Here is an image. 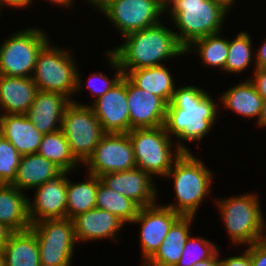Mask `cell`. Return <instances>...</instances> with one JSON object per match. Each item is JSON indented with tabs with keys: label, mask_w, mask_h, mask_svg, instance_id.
Segmentation results:
<instances>
[{
	"label": "cell",
	"mask_w": 266,
	"mask_h": 266,
	"mask_svg": "<svg viewBox=\"0 0 266 266\" xmlns=\"http://www.w3.org/2000/svg\"><path fill=\"white\" fill-rule=\"evenodd\" d=\"M218 34L219 33H216L194 40L185 49V53H188L190 49L193 50L195 47L194 53L197 50L196 53L198 52L200 54V57L205 65L210 67H219L225 71L229 40L223 39Z\"/></svg>",
	"instance_id": "31"
},
{
	"label": "cell",
	"mask_w": 266,
	"mask_h": 266,
	"mask_svg": "<svg viewBox=\"0 0 266 266\" xmlns=\"http://www.w3.org/2000/svg\"><path fill=\"white\" fill-rule=\"evenodd\" d=\"M96 208L116 215L124 223H133L140 209L134 201L106 186L100 177H98Z\"/></svg>",
	"instance_id": "30"
},
{
	"label": "cell",
	"mask_w": 266,
	"mask_h": 266,
	"mask_svg": "<svg viewBox=\"0 0 266 266\" xmlns=\"http://www.w3.org/2000/svg\"><path fill=\"white\" fill-rule=\"evenodd\" d=\"M246 251L253 266H266V245L262 241L250 244Z\"/></svg>",
	"instance_id": "36"
},
{
	"label": "cell",
	"mask_w": 266,
	"mask_h": 266,
	"mask_svg": "<svg viewBox=\"0 0 266 266\" xmlns=\"http://www.w3.org/2000/svg\"><path fill=\"white\" fill-rule=\"evenodd\" d=\"M49 44L38 53L31 78L38 90L58 92L72 101L70 96L83 87L75 60L71 53Z\"/></svg>",
	"instance_id": "6"
},
{
	"label": "cell",
	"mask_w": 266,
	"mask_h": 266,
	"mask_svg": "<svg viewBox=\"0 0 266 266\" xmlns=\"http://www.w3.org/2000/svg\"><path fill=\"white\" fill-rule=\"evenodd\" d=\"M88 180L82 183H72L67 178V214L73 219L77 215L96 208L98 176L89 174Z\"/></svg>",
	"instance_id": "28"
},
{
	"label": "cell",
	"mask_w": 266,
	"mask_h": 266,
	"mask_svg": "<svg viewBox=\"0 0 266 266\" xmlns=\"http://www.w3.org/2000/svg\"><path fill=\"white\" fill-rule=\"evenodd\" d=\"M12 233L13 231L9 227L0 223V250H2L7 244L9 237Z\"/></svg>",
	"instance_id": "41"
},
{
	"label": "cell",
	"mask_w": 266,
	"mask_h": 266,
	"mask_svg": "<svg viewBox=\"0 0 266 266\" xmlns=\"http://www.w3.org/2000/svg\"><path fill=\"white\" fill-rule=\"evenodd\" d=\"M63 173L61 168L38 153L23 155L12 185L24 192L23 190L35 189L45 182L54 180Z\"/></svg>",
	"instance_id": "22"
},
{
	"label": "cell",
	"mask_w": 266,
	"mask_h": 266,
	"mask_svg": "<svg viewBox=\"0 0 266 266\" xmlns=\"http://www.w3.org/2000/svg\"><path fill=\"white\" fill-rule=\"evenodd\" d=\"M92 6H96L101 12L116 0H87Z\"/></svg>",
	"instance_id": "43"
},
{
	"label": "cell",
	"mask_w": 266,
	"mask_h": 266,
	"mask_svg": "<svg viewBox=\"0 0 266 266\" xmlns=\"http://www.w3.org/2000/svg\"><path fill=\"white\" fill-rule=\"evenodd\" d=\"M212 171L191 152H183L174 161L173 167L166 174L174 177L176 204L165 206L178 212L182 216H195L199 205L211 189L213 181Z\"/></svg>",
	"instance_id": "3"
},
{
	"label": "cell",
	"mask_w": 266,
	"mask_h": 266,
	"mask_svg": "<svg viewBox=\"0 0 266 266\" xmlns=\"http://www.w3.org/2000/svg\"><path fill=\"white\" fill-rule=\"evenodd\" d=\"M1 251L5 266H41L39 244L31 229L13 232Z\"/></svg>",
	"instance_id": "25"
},
{
	"label": "cell",
	"mask_w": 266,
	"mask_h": 266,
	"mask_svg": "<svg viewBox=\"0 0 266 266\" xmlns=\"http://www.w3.org/2000/svg\"><path fill=\"white\" fill-rule=\"evenodd\" d=\"M254 70L255 72L251 81L262 99L266 100V68H255Z\"/></svg>",
	"instance_id": "37"
},
{
	"label": "cell",
	"mask_w": 266,
	"mask_h": 266,
	"mask_svg": "<svg viewBox=\"0 0 266 266\" xmlns=\"http://www.w3.org/2000/svg\"><path fill=\"white\" fill-rule=\"evenodd\" d=\"M258 48L255 57V68H266V41Z\"/></svg>",
	"instance_id": "39"
},
{
	"label": "cell",
	"mask_w": 266,
	"mask_h": 266,
	"mask_svg": "<svg viewBox=\"0 0 266 266\" xmlns=\"http://www.w3.org/2000/svg\"><path fill=\"white\" fill-rule=\"evenodd\" d=\"M83 165H87L88 174L98 177L137 168L128 133H104Z\"/></svg>",
	"instance_id": "11"
},
{
	"label": "cell",
	"mask_w": 266,
	"mask_h": 266,
	"mask_svg": "<svg viewBox=\"0 0 266 266\" xmlns=\"http://www.w3.org/2000/svg\"><path fill=\"white\" fill-rule=\"evenodd\" d=\"M104 133H128L127 77L123 78L91 105Z\"/></svg>",
	"instance_id": "14"
},
{
	"label": "cell",
	"mask_w": 266,
	"mask_h": 266,
	"mask_svg": "<svg viewBox=\"0 0 266 266\" xmlns=\"http://www.w3.org/2000/svg\"><path fill=\"white\" fill-rule=\"evenodd\" d=\"M177 1L178 0H157V3H158V6L161 8V10L165 13Z\"/></svg>",
	"instance_id": "44"
},
{
	"label": "cell",
	"mask_w": 266,
	"mask_h": 266,
	"mask_svg": "<svg viewBox=\"0 0 266 266\" xmlns=\"http://www.w3.org/2000/svg\"><path fill=\"white\" fill-rule=\"evenodd\" d=\"M152 178L138 168L100 176L106 186L134 201L140 208L156 204L157 189Z\"/></svg>",
	"instance_id": "17"
},
{
	"label": "cell",
	"mask_w": 266,
	"mask_h": 266,
	"mask_svg": "<svg viewBox=\"0 0 266 266\" xmlns=\"http://www.w3.org/2000/svg\"><path fill=\"white\" fill-rule=\"evenodd\" d=\"M194 216H181L170 228L156 253L144 263L146 266H176L180 260L186 240L190 236V225Z\"/></svg>",
	"instance_id": "23"
},
{
	"label": "cell",
	"mask_w": 266,
	"mask_h": 266,
	"mask_svg": "<svg viewBox=\"0 0 266 266\" xmlns=\"http://www.w3.org/2000/svg\"><path fill=\"white\" fill-rule=\"evenodd\" d=\"M218 250L215 243L201 237L193 238L190 235L176 266H193L199 261L211 258Z\"/></svg>",
	"instance_id": "33"
},
{
	"label": "cell",
	"mask_w": 266,
	"mask_h": 266,
	"mask_svg": "<svg viewBox=\"0 0 266 266\" xmlns=\"http://www.w3.org/2000/svg\"><path fill=\"white\" fill-rule=\"evenodd\" d=\"M169 13L180 30L176 38L186 49L198 38L220 33L228 11L213 0H178Z\"/></svg>",
	"instance_id": "4"
},
{
	"label": "cell",
	"mask_w": 266,
	"mask_h": 266,
	"mask_svg": "<svg viewBox=\"0 0 266 266\" xmlns=\"http://www.w3.org/2000/svg\"><path fill=\"white\" fill-rule=\"evenodd\" d=\"M102 13L124 37L159 23V16L164 12L157 0H116Z\"/></svg>",
	"instance_id": "12"
},
{
	"label": "cell",
	"mask_w": 266,
	"mask_h": 266,
	"mask_svg": "<svg viewBox=\"0 0 266 266\" xmlns=\"http://www.w3.org/2000/svg\"><path fill=\"white\" fill-rule=\"evenodd\" d=\"M30 229L39 244L41 266L71 265L74 244L77 242L71 219H44L31 224Z\"/></svg>",
	"instance_id": "10"
},
{
	"label": "cell",
	"mask_w": 266,
	"mask_h": 266,
	"mask_svg": "<svg viewBox=\"0 0 266 266\" xmlns=\"http://www.w3.org/2000/svg\"><path fill=\"white\" fill-rule=\"evenodd\" d=\"M257 123L259 126H266V100H263L262 102V112Z\"/></svg>",
	"instance_id": "45"
},
{
	"label": "cell",
	"mask_w": 266,
	"mask_h": 266,
	"mask_svg": "<svg viewBox=\"0 0 266 266\" xmlns=\"http://www.w3.org/2000/svg\"><path fill=\"white\" fill-rule=\"evenodd\" d=\"M0 266H5V259L3 256V252L0 250Z\"/></svg>",
	"instance_id": "48"
},
{
	"label": "cell",
	"mask_w": 266,
	"mask_h": 266,
	"mask_svg": "<svg viewBox=\"0 0 266 266\" xmlns=\"http://www.w3.org/2000/svg\"><path fill=\"white\" fill-rule=\"evenodd\" d=\"M123 38L126 42L110 52L116 57L124 75L129 70L159 66L162 60L186 54L175 32L161 22Z\"/></svg>",
	"instance_id": "2"
},
{
	"label": "cell",
	"mask_w": 266,
	"mask_h": 266,
	"mask_svg": "<svg viewBox=\"0 0 266 266\" xmlns=\"http://www.w3.org/2000/svg\"><path fill=\"white\" fill-rule=\"evenodd\" d=\"M243 254L220 260L221 266H253L249 253L245 250Z\"/></svg>",
	"instance_id": "38"
},
{
	"label": "cell",
	"mask_w": 266,
	"mask_h": 266,
	"mask_svg": "<svg viewBox=\"0 0 266 266\" xmlns=\"http://www.w3.org/2000/svg\"><path fill=\"white\" fill-rule=\"evenodd\" d=\"M226 232L234 244L262 241L265 221L257 195L243 194L217 201Z\"/></svg>",
	"instance_id": "7"
},
{
	"label": "cell",
	"mask_w": 266,
	"mask_h": 266,
	"mask_svg": "<svg viewBox=\"0 0 266 266\" xmlns=\"http://www.w3.org/2000/svg\"><path fill=\"white\" fill-rule=\"evenodd\" d=\"M220 98L225 108L231 109L242 117H257V121H259L263 99L251 80L233 86Z\"/></svg>",
	"instance_id": "27"
},
{
	"label": "cell",
	"mask_w": 266,
	"mask_h": 266,
	"mask_svg": "<svg viewBox=\"0 0 266 266\" xmlns=\"http://www.w3.org/2000/svg\"><path fill=\"white\" fill-rule=\"evenodd\" d=\"M48 42L38 28L14 33L0 46V75L32 77L38 53Z\"/></svg>",
	"instance_id": "8"
},
{
	"label": "cell",
	"mask_w": 266,
	"mask_h": 266,
	"mask_svg": "<svg viewBox=\"0 0 266 266\" xmlns=\"http://www.w3.org/2000/svg\"><path fill=\"white\" fill-rule=\"evenodd\" d=\"M133 146L134 158L138 169L150 175L166 174L173 167L183 152L190 150L181 142L175 145V155L172 153L173 139L163 126L156 128L132 129L128 132Z\"/></svg>",
	"instance_id": "5"
},
{
	"label": "cell",
	"mask_w": 266,
	"mask_h": 266,
	"mask_svg": "<svg viewBox=\"0 0 266 266\" xmlns=\"http://www.w3.org/2000/svg\"><path fill=\"white\" fill-rule=\"evenodd\" d=\"M37 90L31 77L0 75V109L4 114H26Z\"/></svg>",
	"instance_id": "21"
},
{
	"label": "cell",
	"mask_w": 266,
	"mask_h": 266,
	"mask_svg": "<svg viewBox=\"0 0 266 266\" xmlns=\"http://www.w3.org/2000/svg\"><path fill=\"white\" fill-rule=\"evenodd\" d=\"M262 242L266 245V236H263Z\"/></svg>",
	"instance_id": "49"
},
{
	"label": "cell",
	"mask_w": 266,
	"mask_h": 266,
	"mask_svg": "<svg viewBox=\"0 0 266 266\" xmlns=\"http://www.w3.org/2000/svg\"><path fill=\"white\" fill-rule=\"evenodd\" d=\"M37 153L56 164L64 172L72 171L74 167L77 168V163H80L74 157L70 145L61 129L43 135Z\"/></svg>",
	"instance_id": "29"
},
{
	"label": "cell",
	"mask_w": 266,
	"mask_h": 266,
	"mask_svg": "<svg viewBox=\"0 0 266 266\" xmlns=\"http://www.w3.org/2000/svg\"><path fill=\"white\" fill-rule=\"evenodd\" d=\"M67 174L36 187L34 201L28 199V216L31 224L44 219L66 218Z\"/></svg>",
	"instance_id": "15"
},
{
	"label": "cell",
	"mask_w": 266,
	"mask_h": 266,
	"mask_svg": "<svg viewBox=\"0 0 266 266\" xmlns=\"http://www.w3.org/2000/svg\"><path fill=\"white\" fill-rule=\"evenodd\" d=\"M33 1L32 0H0V12H1V6L6 5L8 7V5L10 7H16V8H25L28 5H31Z\"/></svg>",
	"instance_id": "40"
},
{
	"label": "cell",
	"mask_w": 266,
	"mask_h": 266,
	"mask_svg": "<svg viewBox=\"0 0 266 266\" xmlns=\"http://www.w3.org/2000/svg\"><path fill=\"white\" fill-rule=\"evenodd\" d=\"M108 54V59L110 62V65L112 68L117 69L115 77L112 79H108V77L105 74L102 73H96L92 74L88 79V87L92 94H94L96 97L95 100L99 99L102 95H104L108 90L112 89L124 76L123 70L121 69L116 57L109 51L106 52ZM97 80V81H96ZM103 82L102 87H98L97 83L98 81ZM96 83V84H95ZM99 84V83H98Z\"/></svg>",
	"instance_id": "35"
},
{
	"label": "cell",
	"mask_w": 266,
	"mask_h": 266,
	"mask_svg": "<svg viewBox=\"0 0 266 266\" xmlns=\"http://www.w3.org/2000/svg\"><path fill=\"white\" fill-rule=\"evenodd\" d=\"M220 250H218L211 258L199 261L193 266H221V262L219 260Z\"/></svg>",
	"instance_id": "42"
},
{
	"label": "cell",
	"mask_w": 266,
	"mask_h": 266,
	"mask_svg": "<svg viewBox=\"0 0 266 266\" xmlns=\"http://www.w3.org/2000/svg\"><path fill=\"white\" fill-rule=\"evenodd\" d=\"M208 92L199 87L175 88L167 105L166 132L184 141H201L217 118V105Z\"/></svg>",
	"instance_id": "1"
},
{
	"label": "cell",
	"mask_w": 266,
	"mask_h": 266,
	"mask_svg": "<svg viewBox=\"0 0 266 266\" xmlns=\"http://www.w3.org/2000/svg\"><path fill=\"white\" fill-rule=\"evenodd\" d=\"M215 3L221 5L226 11L230 10L235 0H213Z\"/></svg>",
	"instance_id": "46"
},
{
	"label": "cell",
	"mask_w": 266,
	"mask_h": 266,
	"mask_svg": "<svg viewBox=\"0 0 266 266\" xmlns=\"http://www.w3.org/2000/svg\"><path fill=\"white\" fill-rule=\"evenodd\" d=\"M141 207L134 223L141 225L140 240L144 262L146 263L159 249L172 225L182 216L165 206Z\"/></svg>",
	"instance_id": "13"
},
{
	"label": "cell",
	"mask_w": 266,
	"mask_h": 266,
	"mask_svg": "<svg viewBox=\"0 0 266 266\" xmlns=\"http://www.w3.org/2000/svg\"><path fill=\"white\" fill-rule=\"evenodd\" d=\"M127 104L130 116V131L164 125L168 104L157 95L138 88L128 78Z\"/></svg>",
	"instance_id": "16"
},
{
	"label": "cell",
	"mask_w": 266,
	"mask_h": 266,
	"mask_svg": "<svg viewBox=\"0 0 266 266\" xmlns=\"http://www.w3.org/2000/svg\"><path fill=\"white\" fill-rule=\"evenodd\" d=\"M0 134L21 156L37 153L43 138L26 114H0Z\"/></svg>",
	"instance_id": "20"
},
{
	"label": "cell",
	"mask_w": 266,
	"mask_h": 266,
	"mask_svg": "<svg viewBox=\"0 0 266 266\" xmlns=\"http://www.w3.org/2000/svg\"><path fill=\"white\" fill-rule=\"evenodd\" d=\"M70 102L61 93L37 90L26 115L41 134L53 133L61 129L62 118Z\"/></svg>",
	"instance_id": "18"
},
{
	"label": "cell",
	"mask_w": 266,
	"mask_h": 266,
	"mask_svg": "<svg viewBox=\"0 0 266 266\" xmlns=\"http://www.w3.org/2000/svg\"><path fill=\"white\" fill-rule=\"evenodd\" d=\"M125 76L138 88L148 91L170 103L175 86L173 77L164 65L129 70Z\"/></svg>",
	"instance_id": "26"
},
{
	"label": "cell",
	"mask_w": 266,
	"mask_h": 266,
	"mask_svg": "<svg viewBox=\"0 0 266 266\" xmlns=\"http://www.w3.org/2000/svg\"><path fill=\"white\" fill-rule=\"evenodd\" d=\"M28 199L13 185L0 184V223L13 232L30 229Z\"/></svg>",
	"instance_id": "24"
},
{
	"label": "cell",
	"mask_w": 266,
	"mask_h": 266,
	"mask_svg": "<svg viewBox=\"0 0 266 266\" xmlns=\"http://www.w3.org/2000/svg\"><path fill=\"white\" fill-rule=\"evenodd\" d=\"M246 32H240L235 39L229 41L225 72L242 73L252 61V43Z\"/></svg>",
	"instance_id": "32"
},
{
	"label": "cell",
	"mask_w": 266,
	"mask_h": 266,
	"mask_svg": "<svg viewBox=\"0 0 266 266\" xmlns=\"http://www.w3.org/2000/svg\"><path fill=\"white\" fill-rule=\"evenodd\" d=\"M61 130L74 157L85 163L104 134L91 106L71 101L65 109Z\"/></svg>",
	"instance_id": "9"
},
{
	"label": "cell",
	"mask_w": 266,
	"mask_h": 266,
	"mask_svg": "<svg viewBox=\"0 0 266 266\" xmlns=\"http://www.w3.org/2000/svg\"><path fill=\"white\" fill-rule=\"evenodd\" d=\"M20 159L15 146L0 134V184H13Z\"/></svg>",
	"instance_id": "34"
},
{
	"label": "cell",
	"mask_w": 266,
	"mask_h": 266,
	"mask_svg": "<svg viewBox=\"0 0 266 266\" xmlns=\"http://www.w3.org/2000/svg\"><path fill=\"white\" fill-rule=\"evenodd\" d=\"M75 236L78 241L116 239L125 223L116 215L99 208H93L81 213L72 219Z\"/></svg>",
	"instance_id": "19"
},
{
	"label": "cell",
	"mask_w": 266,
	"mask_h": 266,
	"mask_svg": "<svg viewBox=\"0 0 266 266\" xmlns=\"http://www.w3.org/2000/svg\"><path fill=\"white\" fill-rule=\"evenodd\" d=\"M46 1V0H45ZM51 3H55V4H59L61 6H65V7H71L73 1L72 0H47Z\"/></svg>",
	"instance_id": "47"
}]
</instances>
